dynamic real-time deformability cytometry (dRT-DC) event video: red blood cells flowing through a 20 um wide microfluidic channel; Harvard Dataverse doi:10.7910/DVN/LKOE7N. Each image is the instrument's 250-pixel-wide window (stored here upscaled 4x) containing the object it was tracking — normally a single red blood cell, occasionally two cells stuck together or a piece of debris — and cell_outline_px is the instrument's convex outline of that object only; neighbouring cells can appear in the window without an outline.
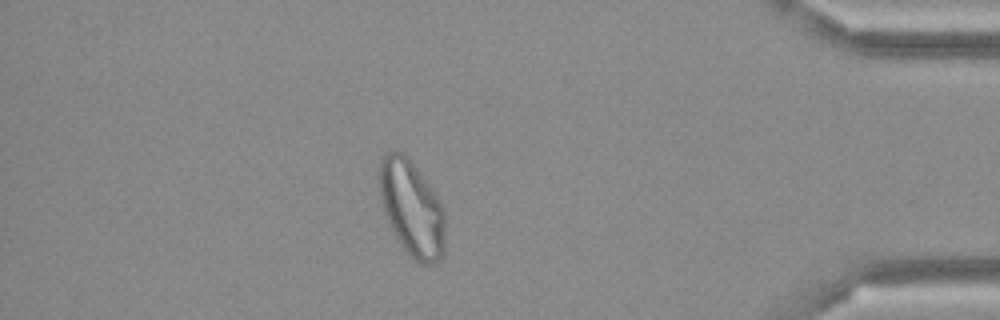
{"species": "Egyptian fruit bat (a non-hibernating species)", "species_latin": "Rousettus aegyptiacus", "temperature_condition": "cold", "stored_images_in_passage": 50, "camera_frame_rate_fps": 3000, "um_per_image_px": 0.085, "frame": {"image": 1, "passage_image": 43, "time_ms": 14.0, "image_size_px": [1000, 320], "cell_outline_px": [[444, 252], [440, 260], [432, 264], [420, 264], [400, 244], [384, 212], [380, 200], [376, 176], [380, 160], [388, 152], [396, 148], [412, 164], [432, 188], [440, 200], [444, 208]], "centroid_in_image_um": [34.97, 17.69], "position_along_channel_um": 400.2, "area_um2": 36.76}}